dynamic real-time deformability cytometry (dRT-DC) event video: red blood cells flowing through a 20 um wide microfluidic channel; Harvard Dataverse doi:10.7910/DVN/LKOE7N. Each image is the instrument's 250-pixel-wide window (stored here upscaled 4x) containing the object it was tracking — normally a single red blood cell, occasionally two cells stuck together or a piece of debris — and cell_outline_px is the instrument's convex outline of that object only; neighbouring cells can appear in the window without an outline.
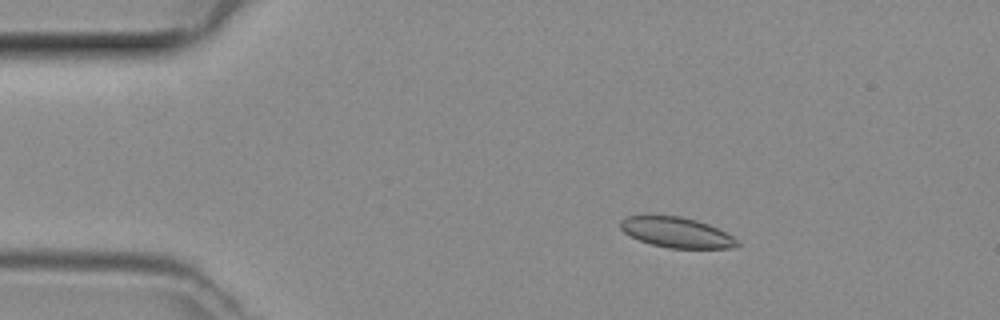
{"species": "common noctule bat (a hibernating species)", "species_latin": "Nyctalus noctula", "temperature_condition": "room temperature", "stored_images_in_passage": 14, "camera_frame_rate_fps": 3000, "um_per_image_px": 0.085, "animal": {"sex": "female", "body_mass_g": 29.2, "forearm_length_mm": 56.3}, "frame": {"image": 1, "passage_image": 4, "time_ms": 1.0, "image_size_px": [1000, 320], "cell_outline_px": [[740, 244], [736, 248], [668, 248], [652, 244], [640, 240], [624, 232], [620, 228], [620, 220], [628, 216], [680, 216], [696, 220], [708, 224], [732, 236]], "centroid_in_image_um": [57.51, 19.76], "position_along_channel_um": 27.5, "area_um2": 20.35}}
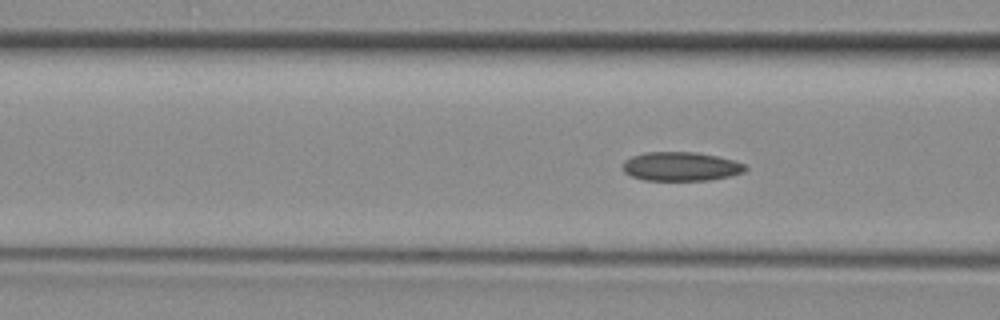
{"frame": {"image": 2, "passage_image": 14, "time_ms": 4.333, "image_size_px": [1000, 320], "cell_outline_px": [[748, 168], [744, 172], [728, 176], [708, 180], [644, 180], [632, 176], [624, 172], [624, 160], [632, 156], [644, 152], [696, 152], [716, 156], [732, 160], [744, 164]], "centroid_in_image_um": [57.86, 14.14], "position_along_channel_um": 108.7, "area_um2": 20.52}}